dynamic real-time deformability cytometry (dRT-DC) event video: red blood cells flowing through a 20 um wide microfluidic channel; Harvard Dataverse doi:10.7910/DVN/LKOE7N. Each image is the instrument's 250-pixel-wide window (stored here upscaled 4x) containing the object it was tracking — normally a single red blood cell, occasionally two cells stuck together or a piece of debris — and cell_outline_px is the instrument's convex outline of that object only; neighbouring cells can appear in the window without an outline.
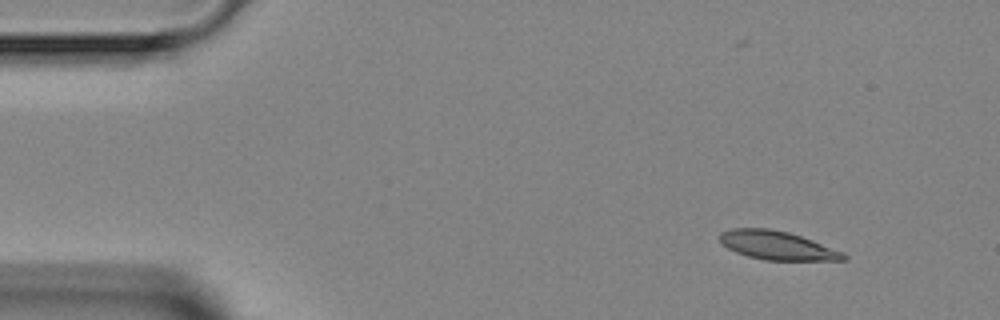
{"species": "Egyptian fruit bat (a non-hibernating species)", "species_latin": "Rousettus aegyptiacus", "temperature_condition": "room temperature", "stored_images_in_passage": 4, "camera_frame_rate_fps": 3000, "um_per_image_px": 0.085, "animal": {"sex": "female"}, "frame": {"image": 1, "passage_image": 1, "time_ms": 0.0, "image_size_px": [1000, 320], "cell_outline_px": [[848, 260], [764, 260], [748, 256], [736, 252], [728, 248], [720, 240], [720, 232], [732, 228], [768, 228], [788, 232], [812, 240], [844, 252], [848, 256]], "centroid_in_image_um": [66.08, 20.86], "position_along_channel_um": 18.9, "area_um2": 20.58}}
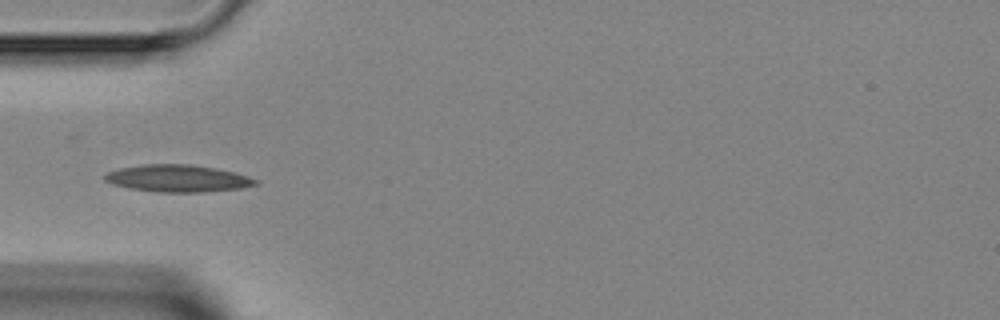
{"frame": {"image": 2, "passage_image": 4, "time_ms": 3.333, "image_size_px": [1000, 320], "cell_outline_px": [[260, 184], [240, 188], [200, 192], [160, 192], [128, 188], [112, 184], [104, 180], [104, 176], [108, 172], [120, 168], [144, 164], [188, 164], [216, 168], [248, 176], [260, 180]], "centroid_in_image_um": [15.12, 15.16], "position_along_channel_um": 69.9, "area_um2": 23.76}}